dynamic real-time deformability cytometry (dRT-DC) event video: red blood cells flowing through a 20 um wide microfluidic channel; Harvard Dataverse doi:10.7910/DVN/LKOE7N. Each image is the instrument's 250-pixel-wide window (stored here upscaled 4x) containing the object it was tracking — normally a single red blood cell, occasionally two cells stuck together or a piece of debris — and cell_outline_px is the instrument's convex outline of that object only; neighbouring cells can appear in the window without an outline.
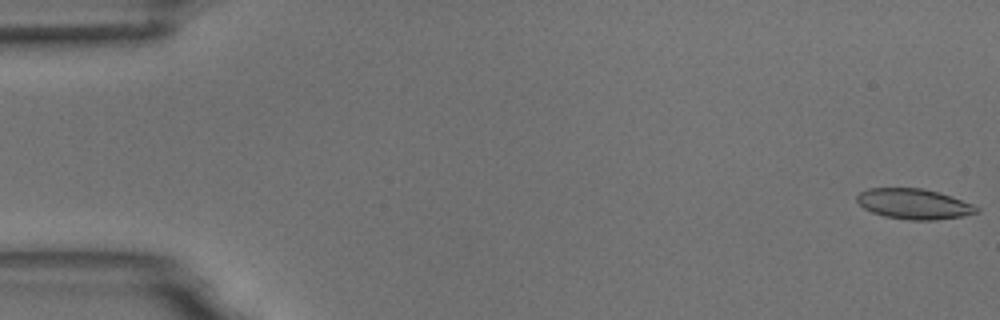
{"species": "common noctule bat (a hibernating species)", "species_latin": "Nyctalus noctula", "temperature_condition": "room temperature", "stored_images_in_passage": 54, "camera_frame_rate_fps": 3000, "um_per_image_px": 0.085, "animal": {"sex": "male", "body_mass_g": 18.8}, "frame": {"image": 1, "passage_image": 1, "time_ms": 0.0, "image_size_px": [1000, 320], "cell_outline_px": [[980, 212], [964, 216], [936, 220], [908, 220], [884, 216], [872, 212], [864, 208], [856, 200], [856, 196], [860, 192], [868, 188], [924, 188], [940, 192], [952, 196], [972, 204], [980, 208]], "centroid_in_image_um": [77.71, 17.33], "position_along_channel_um": 7.3, "area_um2": 21.39}}
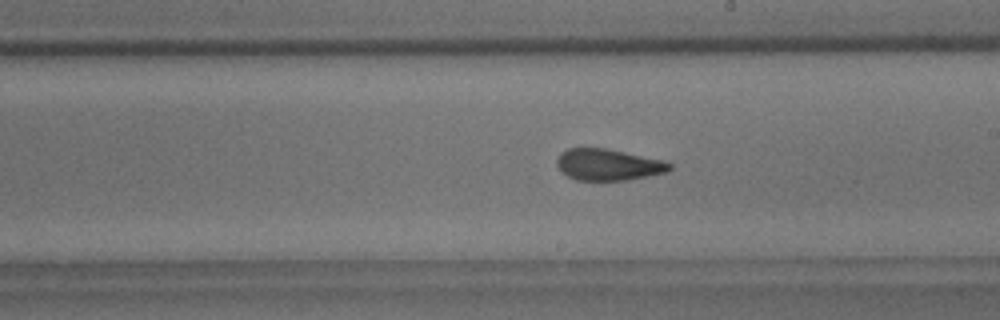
{"frame": {"image": 2, "passage_image": 31, "time_ms": 10.0, "image_size_px": [1000, 320], "cell_outline_px": [[672, 168], [668, 172], [648, 176], [624, 180], [576, 180], [560, 172], [556, 164], [556, 160], [560, 152], [568, 148], [604, 148], [664, 160], [672, 164]], "centroid_in_image_um": [51.68, 14.0], "position_along_channel_um": 237.3, "area_um2": 20.75}}
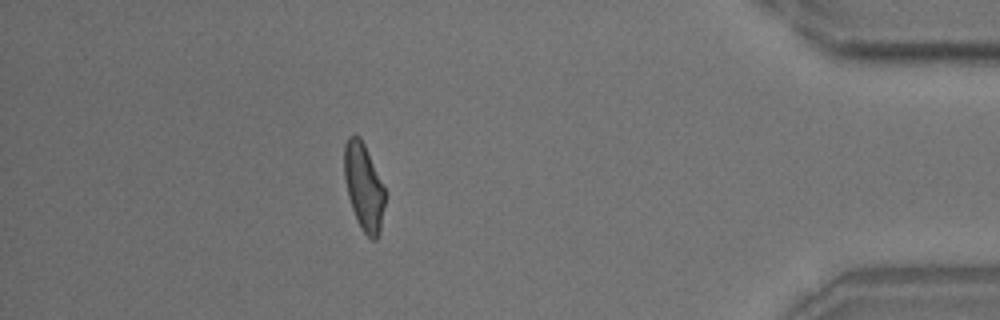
{"frame": {"image": 3, "passage_image": 48, "time_ms": 15.667, "image_size_px": [1000, 320], "cell_outline_px": [[384, 204], [380, 232], [376, 240], [372, 240], [364, 232], [352, 208], [348, 196], [344, 176], [344, 144], [348, 136], [352, 132], [360, 136], [364, 144], [384, 188]], "centroid_in_image_um": [30.89, 15.83], "position_along_channel_um": 404.3, "area_um2": 20.29}, "authors_computed_cell_mechanics": {"area_um2": 21.4438, "velocity_mm_per_s": 3.7471, "shape_relaxation_time_tau1_ms": 7.5433, "shape_relaxation_time_tau2_ms": 1.6929, "deformation_change_tau1": 0.1994, "deformation_change_tau2": 0.074}}